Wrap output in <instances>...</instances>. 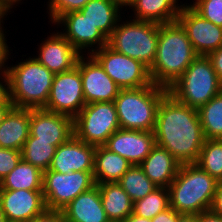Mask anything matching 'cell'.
Wrapping results in <instances>:
<instances>
[{"label": "cell", "mask_w": 222, "mask_h": 222, "mask_svg": "<svg viewBox=\"0 0 222 222\" xmlns=\"http://www.w3.org/2000/svg\"><path fill=\"white\" fill-rule=\"evenodd\" d=\"M43 171L23 159L0 181V189L42 190Z\"/></svg>", "instance_id": "4316f807"}, {"label": "cell", "mask_w": 222, "mask_h": 222, "mask_svg": "<svg viewBox=\"0 0 222 222\" xmlns=\"http://www.w3.org/2000/svg\"><path fill=\"white\" fill-rule=\"evenodd\" d=\"M56 149L57 147L51 142L36 141V137L29 135L21 149V156L25 162L46 171L50 167Z\"/></svg>", "instance_id": "f546056e"}, {"label": "cell", "mask_w": 222, "mask_h": 222, "mask_svg": "<svg viewBox=\"0 0 222 222\" xmlns=\"http://www.w3.org/2000/svg\"><path fill=\"white\" fill-rule=\"evenodd\" d=\"M85 105L79 69L75 66L69 71L54 74L49 98L44 109L65 114L74 119Z\"/></svg>", "instance_id": "7c38bea8"}, {"label": "cell", "mask_w": 222, "mask_h": 222, "mask_svg": "<svg viewBox=\"0 0 222 222\" xmlns=\"http://www.w3.org/2000/svg\"><path fill=\"white\" fill-rule=\"evenodd\" d=\"M52 25L81 55H91L108 43V38L80 11L68 12Z\"/></svg>", "instance_id": "4fadbf2b"}, {"label": "cell", "mask_w": 222, "mask_h": 222, "mask_svg": "<svg viewBox=\"0 0 222 222\" xmlns=\"http://www.w3.org/2000/svg\"><path fill=\"white\" fill-rule=\"evenodd\" d=\"M213 65V68L222 82V46L207 56Z\"/></svg>", "instance_id": "74e56055"}, {"label": "cell", "mask_w": 222, "mask_h": 222, "mask_svg": "<svg viewBox=\"0 0 222 222\" xmlns=\"http://www.w3.org/2000/svg\"><path fill=\"white\" fill-rule=\"evenodd\" d=\"M88 1L89 0H44L42 7L45 8H43L42 11L44 10L43 12L44 14L46 12V14L42 15L44 16L42 18L43 22L47 17V24L52 25L60 16L71 11H79L82 9Z\"/></svg>", "instance_id": "d6a6232c"}, {"label": "cell", "mask_w": 222, "mask_h": 222, "mask_svg": "<svg viewBox=\"0 0 222 222\" xmlns=\"http://www.w3.org/2000/svg\"><path fill=\"white\" fill-rule=\"evenodd\" d=\"M176 222H197V214H181Z\"/></svg>", "instance_id": "bcb514c9"}, {"label": "cell", "mask_w": 222, "mask_h": 222, "mask_svg": "<svg viewBox=\"0 0 222 222\" xmlns=\"http://www.w3.org/2000/svg\"><path fill=\"white\" fill-rule=\"evenodd\" d=\"M76 67L81 73L86 104L113 102L115 100L121 88L91 55H81Z\"/></svg>", "instance_id": "9a60e30c"}, {"label": "cell", "mask_w": 222, "mask_h": 222, "mask_svg": "<svg viewBox=\"0 0 222 222\" xmlns=\"http://www.w3.org/2000/svg\"><path fill=\"white\" fill-rule=\"evenodd\" d=\"M185 3L186 0H132L125 13L135 20L166 24L177 21Z\"/></svg>", "instance_id": "ffe728a7"}, {"label": "cell", "mask_w": 222, "mask_h": 222, "mask_svg": "<svg viewBox=\"0 0 222 222\" xmlns=\"http://www.w3.org/2000/svg\"><path fill=\"white\" fill-rule=\"evenodd\" d=\"M218 181L197 164H181L169 185L170 207L180 214L210 210Z\"/></svg>", "instance_id": "277c9868"}, {"label": "cell", "mask_w": 222, "mask_h": 222, "mask_svg": "<svg viewBox=\"0 0 222 222\" xmlns=\"http://www.w3.org/2000/svg\"><path fill=\"white\" fill-rule=\"evenodd\" d=\"M197 222H222V217L211 210H207L197 214Z\"/></svg>", "instance_id": "7bdbcfd3"}, {"label": "cell", "mask_w": 222, "mask_h": 222, "mask_svg": "<svg viewBox=\"0 0 222 222\" xmlns=\"http://www.w3.org/2000/svg\"><path fill=\"white\" fill-rule=\"evenodd\" d=\"M202 18L222 27V0H186Z\"/></svg>", "instance_id": "836d02e7"}, {"label": "cell", "mask_w": 222, "mask_h": 222, "mask_svg": "<svg viewBox=\"0 0 222 222\" xmlns=\"http://www.w3.org/2000/svg\"><path fill=\"white\" fill-rule=\"evenodd\" d=\"M110 222H122L133 213V202L117 182L96 184Z\"/></svg>", "instance_id": "484cf974"}, {"label": "cell", "mask_w": 222, "mask_h": 222, "mask_svg": "<svg viewBox=\"0 0 222 222\" xmlns=\"http://www.w3.org/2000/svg\"><path fill=\"white\" fill-rule=\"evenodd\" d=\"M156 144L181 164L196 163L205 138L198 110L167 93L161 100L154 129Z\"/></svg>", "instance_id": "6da1fadb"}, {"label": "cell", "mask_w": 222, "mask_h": 222, "mask_svg": "<svg viewBox=\"0 0 222 222\" xmlns=\"http://www.w3.org/2000/svg\"><path fill=\"white\" fill-rule=\"evenodd\" d=\"M29 128L30 109L13 107L0 124V147L21 151Z\"/></svg>", "instance_id": "603a6c76"}, {"label": "cell", "mask_w": 222, "mask_h": 222, "mask_svg": "<svg viewBox=\"0 0 222 222\" xmlns=\"http://www.w3.org/2000/svg\"><path fill=\"white\" fill-rule=\"evenodd\" d=\"M91 56L121 89L140 88L153 83L147 66L108 45L93 52Z\"/></svg>", "instance_id": "30bf717a"}, {"label": "cell", "mask_w": 222, "mask_h": 222, "mask_svg": "<svg viewBox=\"0 0 222 222\" xmlns=\"http://www.w3.org/2000/svg\"><path fill=\"white\" fill-rule=\"evenodd\" d=\"M7 28L8 27L0 28V74L8 72V66H9V61H10L12 51L14 50V48L16 49L15 46H17V43L12 42L14 41L13 39L17 37L16 35L14 36V38H12L13 36H11L14 33V30L11 33L9 28L8 29ZM12 46L14 48H12Z\"/></svg>", "instance_id": "e575fe53"}, {"label": "cell", "mask_w": 222, "mask_h": 222, "mask_svg": "<svg viewBox=\"0 0 222 222\" xmlns=\"http://www.w3.org/2000/svg\"><path fill=\"white\" fill-rule=\"evenodd\" d=\"M197 56L178 21L160 24L156 56L149 69L152 82L168 89Z\"/></svg>", "instance_id": "3957f363"}, {"label": "cell", "mask_w": 222, "mask_h": 222, "mask_svg": "<svg viewBox=\"0 0 222 222\" xmlns=\"http://www.w3.org/2000/svg\"><path fill=\"white\" fill-rule=\"evenodd\" d=\"M222 91V82L207 56H197L168 88L177 101L198 109Z\"/></svg>", "instance_id": "52a82bcc"}, {"label": "cell", "mask_w": 222, "mask_h": 222, "mask_svg": "<svg viewBox=\"0 0 222 222\" xmlns=\"http://www.w3.org/2000/svg\"><path fill=\"white\" fill-rule=\"evenodd\" d=\"M210 210L222 217V181H218Z\"/></svg>", "instance_id": "60d3db41"}, {"label": "cell", "mask_w": 222, "mask_h": 222, "mask_svg": "<svg viewBox=\"0 0 222 222\" xmlns=\"http://www.w3.org/2000/svg\"><path fill=\"white\" fill-rule=\"evenodd\" d=\"M170 207L169 190L158 187L144 198L133 203V214L146 219H153L160 212Z\"/></svg>", "instance_id": "1f68e13d"}, {"label": "cell", "mask_w": 222, "mask_h": 222, "mask_svg": "<svg viewBox=\"0 0 222 222\" xmlns=\"http://www.w3.org/2000/svg\"><path fill=\"white\" fill-rule=\"evenodd\" d=\"M47 32L35 43L33 55L42 65L47 67L53 74L73 69L81 54L72 46V44L53 26L47 25ZM49 33V34H48ZM47 35V36H46ZM44 37V38H43Z\"/></svg>", "instance_id": "8fae6325"}, {"label": "cell", "mask_w": 222, "mask_h": 222, "mask_svg": "<svg viewBox=\"0 0 222 222\" xmlns=\"http://www.w3.org/2000/svg\"><path fill=\"white\" fill-rule=\"evenodd\" d=\"M14 17L16 18V16H13L9 12V10L0 2V28L7 27L8 24H5V23H8L7 21L10 20V18H12V20L14 21L15 20Z\"/></svg>", "instance_id": "ee69618b"}, {"label": "cell", "mask_w": 222, "mask_h": 222, "mask_svg": "<svg viewBox=\"0 0 222 222\" xmlns=\"http://www.w3.org/2000/svg\"><path fill=\"white\" fill-rule=\"evenodd\" d=\"M180 215V213L169 207L151 219V222H176Z\"/></svg>", "instance_id": "f35d334b"}, {"label": "cell", "mask_w": 222, "mask_h": 222, "mask_svg": "<svg viewBox=\"0 0 222 222\" xmlns=\"http://www.w3.org/2000/svg\"><path fill=\"white\" fill-rule=\"evenodd\" d=\"M139 166L155 185L168 188L181 163L168 150L156 144Z\"/></svg>", "instance_id": "7402d4cb"}, {"label": "cell", "mask_w": 222, "mask_h": 222, "mask_svg": "<svg viewBox=\"0 0 222 222\" xmlns=\"http://www.w3.org/2000/svg\"><path fill=\"white\" fill-rule=\"evenodd\" d=\"M117 3H119L124 9L127 7V5L132 1V0H114Z\"/></svg>", "instance_id": "c3c4849f"}, {"label": "cell", "mask_w": 222, "mask_h": 222, "mask_svg": "<svg viewBox=\"0 0 222 222\" xmlns=\"http://www.w3.org/2000/svg\"><path fill=\"white\" fill-rule=\"evenodd\" d=\"M159 27V23L135 20L125 13L108 37L107 45L150 69L156 56Z\"/></svg>", "instance_id": "8992f818"}, {"label": "cell", "mask_w": 222, "mask_h": 222, "mask_svg": "<svg viewBox=\"0 0 222 222\" xmlns=\"http://www.w3.org/2000/svg\"><path fill=\"white\" fill-rule=\"evenodd\" d=\"M168 89L152 83L140 88L120 89L114 105L120 128L154 132L158 106Z\"/></svg>", "instance_id": "5b68a950"}, {"label": "cell", "mask_w": 222, "mask_h": 222, "mask_svg": "<svg viewBox=\"0 0 222 222\" xmlns=\"http://www.w3.org/2000/svg\"><path fill=\"white\" fill-rule=\"evenodd\" d=\"M17 49L12 51L7 72L10 101L16 108H45L54 74L30 52L19 55L22 50Z\"/></svg>", "instance_id": "7a4b0ae2"}, {"label": "cell", "mask_w": 222, "mask_h": 222, "mask_svg": "<svg viewBox=\"0 0 222 222\" xmlns=\"http://www.w3.org/2000/svg\"><path fill=\"white\" fill-rule=\"evenodd\" d=\"M131 166L128 160L110 151L104 145L97 146L94 153V182L95 184L117 182Z\"/></svg>", "instance_id": "d4e9b609"}, {"label": "cell", "mask_w": 222, "mask_h": 222, "mask_svg": "<svg viewBox=\"0 0 222 222\" xmlns=\"http://www.w3.org/2000/svg\"><path fill=\"white\" fill-rule=\"evenodd\" d=\"M197 110L204 138L222 139V91Z\"/></svg>", "instance_id": "83f0119b"}, {"label": "cell", "mask_w": 222, "mask_h": 222, "mask_svg": "<svg viewBox=\"0 0 222 222\" xmlns=\"http://www.w3.org/2000/svg\"><path fill=\"white\" fill-rule=\"evenodd\" d=\"M96 184L93 171H73L62 174L43 171V197L47 210L61 211L73 199Z\"/></svg>", "instance_id": "9c48e42d"}, {"label": "cell", "mask_w": 222, "mask_h": 222, "mask_svg": "<svg viewBox=\"0 0 222 222\" xmlns=\"http://www.w3.org/2000/svg\"><path fill=\"white\" fill-rule=\"evenodd\" d=\"M96 147L72 135L59 145L48 170L62 174L73 171H93Z\"/></svg>", "instance_id": "d6986e66"}, {"label": "cell", "mask_w": 222, "mask_h": 222, "mask_svg": "<svg viewBox=\"0 0 222 222\" xmlns=\"http://www.w3.org/2000/svg\"><path fill=\"white\" fill-rule=\"evenodd\" d=\"M61 212L65 222H110L97 185L78 195Z\"/></svg>", "instance_id": "44dd1931"}, {"label": "cell", "mask_w": 222, "mask_h": 222, "mask_svg": "<svg viewBox=\"0 0 222 222\" xmlns=\"http://www.w3.org/2000/svg\"><path fill=\"white\" fill-rule=\"evenodd\" d=\"M120 128L114 102L86 104L73 119L74 135L89 145L103 146Z\"/></svg>", "instance_id": "ba28073f"}, {"label": "cell", "mask_w": 222, "mask_h": 222, "mask_svg": "<svg viewBox=\"0 0 222 222\" xmlns=\"http://www.w3.org/2000/svg\"><path fill=\"white\" fill-rule=\"evenodd\" d=\"M0 103H12L9 98V77L7 73L0 74Z\"/></svg>", "instance_id": "ab89813d"}, {"label": "cell", "mask_w": 222, "mask_h": 222, "mask_svg": "<svg viewBox=\"0 0 222 222\" xmlns=\"http://www.w3.org/2000/svg\"><path fill=\"white\" fill-rule=\"evenodd\" d=\"M25 1V2H24ZM30 1V0H29ZM31 1H35V3H37V0H31ZM0 2L9 10V12L14 16V14L16 15L17 13H15L14 11L16 10H20L19 8H23L21 7L22 4L26 5L28 2V0H0ZM27 2V3H26ZM21 5V6H20ZM18 7V8H17Z\"/></svg>", "instance_id": "b9f144b4"}, {"label": "cell", "mask_w": 222, "mask_h": 222, "mask_svg": "<svg viewBox=\"0 0 222 222\" xmlns=\"http://www.w3.org/2000/svg\"><path fill=\"white\" fill-rule=\"evenodd\" d=\"M29 135L58 147L74 135L73 118L44 108L30 109Z\"/></svg>", "instance_id": "e0dca14e"}, {"label": "cell", "mask_w": 222, "mask_h": 222, "mask_svg": "<svg viewBox=\"0 0 222 222\" xmlns=\"http://www.w3.org/2000/svg\"><path fill=\"white\" fill-rule=\"evenodd\" d=\"M122 222H151V219L141 218L132 213Z\"/></svg>", "instance_id": "7dc6e473"}, {"label": "cell", "mask_w": 222, "mask_h": 222, "mask_svg": "<svg viewBox=\"0 0 222 222\" xmlns=\"http://www.w3.org/2000/svg\"><path fill=\"white\" fill-rule=\"evenodd\" d=\"M117 183L128 194L133 203L158 188V186L145 175L139 165H132Z\"/></svg>", "instance_id": "f1b7e54d"}, {"label": "cell", "mask_w": 222, "mask_h": 222, "mask_svg": "<svg viewBox=\"0 0 222 222\" xmlns=\"http://www.w3.org/2000/svg\"><path fill=\"white\" fill-rule=\"evenodd\" d=\"M0 222H7L1 208V203H0Z\"/></svg>", "instance_id": "681fc988"}, {"label": "cell", "mask_w": 222, "mask_h": 222, "mask_svg": "<svg viewBox=\"0 0 222 222\" xmlns=\"http://www.w3.org/2000/svg\"><path fill=\"white\" fill-rule=\"evenodd\" d=\"M195 164L217 181H222V139H205Z\"/></svg>", "instance_id": "4dcf8cb0"}, {"label": "cell", "mask_w": 222, "mask_h": 222, "mask_svg": "<svg viewBox=\"0 0 222 222\" xmlns=\"http://www.w3.org/2000/svg\"><path fill=\"white\" fill-rule=\"evenodd\" d=\"M21 151L0 147V181L21 161Z\"/></svg>", "instance_id": "d590c367"}, {"label": "cell", "mask_w": 222, "mask_h": 222, "mask_svg": "<svg viewBox=\"0 0 222 222\" xmlns=\"http://www.w3.org/2000/svg\"><path fill=\"white\" fill-rule=\"evenodd\" d=\"M29 222H65L61 211L46 210L42 215L34 217Z\"/></svg>", "instance_id": "8d00e7d4"}, {"label": "cell", "mask_w": 222, "mask_h": 222, "mask_svg": "<svg viewBox=\"0 0 222 222\" xmlns=\"http://www.w3.org/2000/svg\"><path fill=\"white\" fill-rule=\"evenodd\" d=\"M198 56H208L222 46V27L202 18L187 3L177 17Z\"/></svg>", "instance_id": "5bb4252c"}, {"label": "cell", "mask_w": 222, "mask_h": 222, "mask_svg": "<svg viewBox=\"0 0 222 222\" xmlns=\"http://www.w3.org/2000/svg\"><path fill=\"white\" fill-rule=\"evenodd\" d=\"M155 145L154 132L119 128L104 146L132 165H140Z\"/></svg>", "instance_id": "ac0fdd59"}, {"label": "cell", "mask_w": 222, "mask_h": 222, "mask_svg": "<svg viewBox=\"0 0 222 222\" xmlns=\"http://www.w3.org/2000/svg\"><path fill=\"white\" fill-rule=\"evenodd\" d=\"M79 11L107 38L125 14V9L114 0H89Z\"/></svg>", "instance_id": "cb8c5ba5"}, {"label": "cell", "mask_w": 222, "mask_h": 222, "mask_svg": "<svg viewBox=\"0 0 222 222\" xmlns=\"http://www.w3.org/2000/svg\"><path fill=\"white\" fill-rule=\"evenodd\" d=\"M0 203L7 222H29L47 210L42 190L0 189Z\"/></svg>", "instance_id": "2e32d148"}, {"label": "cell", "mask_w": 222, "mask_h": 222, "mask_svg": "<svg viewBox=\"0 0 222 222\" xmlns=\"http://www.w3.org/2000/svg\"><path fill=\"white\" fill-rule=\"evenodd\" d=\"M13 107L14 105L12 103H0V124Z\"/></svg>", "instance_id": "f6af8a7d"}]
</instances>
